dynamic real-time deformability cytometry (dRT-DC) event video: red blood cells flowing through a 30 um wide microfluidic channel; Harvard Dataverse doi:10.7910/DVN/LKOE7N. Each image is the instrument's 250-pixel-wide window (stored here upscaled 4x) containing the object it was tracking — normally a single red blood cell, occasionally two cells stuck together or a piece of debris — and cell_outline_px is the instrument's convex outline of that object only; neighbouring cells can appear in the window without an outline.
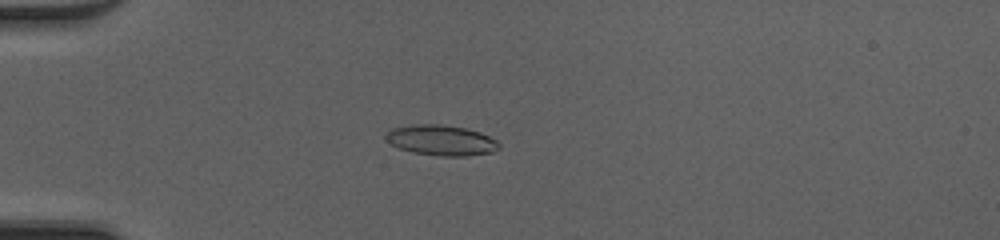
{"species": "common noctule bat (a hibernating species)", "species_latin": "Nyctalus noctula", "temperature_condition": "cold", "stored_images_in_passage": 51, "camera_frame_rate_fps": 3000, "um_per_image_px": 0.085, "animal": {"sex": "female", "body_mass_g": 20.0, "forearm_length_mm": 54.0}, "frame": {"image": 1, "passage_image": 16, "time_ms": 5.0, "image_size_px": [1000, 240], "cell_outline_px": [[500, 148], [492, 152], [468, 156], [440, 156], [412, 152], [400, 148], [384, 140], [384, 136], [392, 128], [412, 124], [444, 124], [464, 128], [480, 132], [496, 140], [500, 144]], "centroid_in_image_um": [37.5, 11.92], "position_along_channel_um": 47.5, "area_um2": 20.17}}
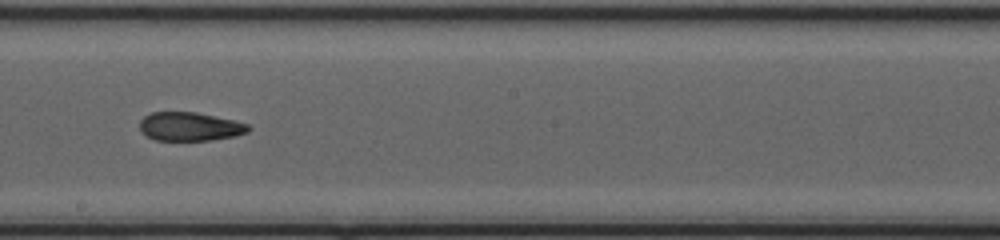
{"frame": {"image": 2, "passage_image": 31, "time_ms": 10.0, "image_size_px": [1000, 240], "cell_outline_px": [[252, 128], [248, 132], [236, 136], [212, 140], [156, 140], [140, 132], [140, 120], [144, 116], [152, 112], [196, 112], [232, 120], [248, 124]], "centroid_in_image_um": [16.14, 10.76], "position_along_channel_um": 232.1, "area_um2": 18.15}}
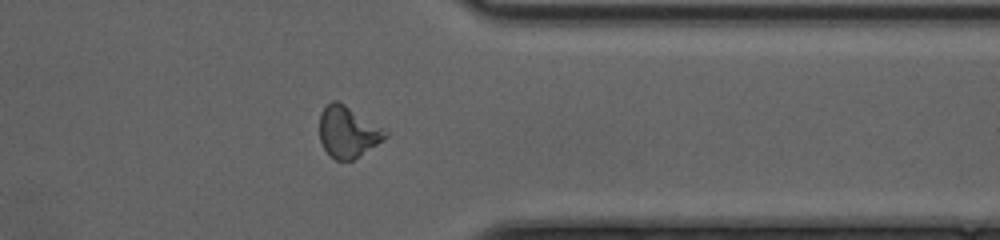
{"frame": {"image": 3, "passage_image": 42, "time_ms": 13.667, "image_size_px": [1000, 240], "cell_outline_px": [[388, 136], [384, 140], [352, 160], [336, 160], [324, 148], [320, 140], [320, 112], [332, 100], [336, 100], [344, 104], [388, 132]], "centroid_in_image_um": [29.55, 11.21], "position_along_channel_um": 381.8, "area_um2": 19.19}, "authors_computed_cell_mechanics": {"area_um2": 19.363, "velocity_mm_per_s": 4.221, "shape_relaxation_time_tau1_ms": null, "shape_relaxation_time_tau2_ms": 1.3978, "deformation_change_tau1": null, "deformation_change_tau2": 0.0858}}